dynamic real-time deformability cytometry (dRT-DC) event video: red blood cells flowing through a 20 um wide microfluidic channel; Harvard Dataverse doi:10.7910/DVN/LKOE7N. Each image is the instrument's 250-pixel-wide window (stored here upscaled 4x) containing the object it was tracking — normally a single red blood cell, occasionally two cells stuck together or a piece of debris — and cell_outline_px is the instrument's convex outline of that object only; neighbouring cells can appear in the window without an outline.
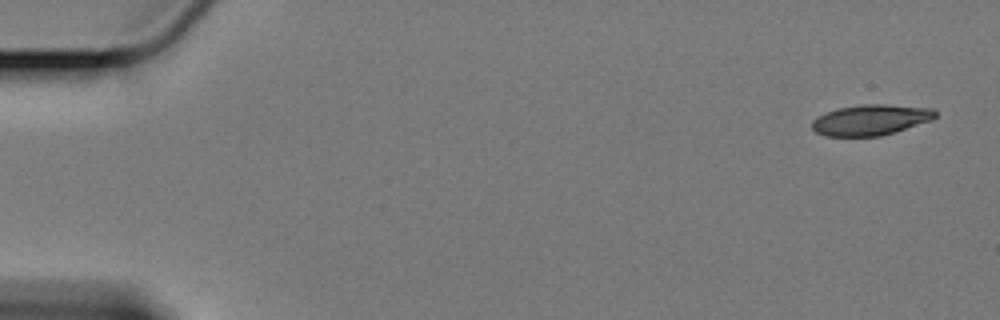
{"species": "Egyptian fruit bat (a non-hibernating species)", "species_latin": "Rousettus aegyptiacus", "temperature_condition": "cold", "stored_images_in_passage": 58, "camera_frame_rate_fps": 3000, "um_per_image_px": 0.085, "animal": {"sex": "female"}, "frame": {"image": 1, "passage_image": 1, "time_ms": 0.0, "image_size_px": [1000, 320], "cell_outline_px": [[936, 116], [932, 120], [880, 136], [824, 136], [816, 132], [812, 128], [812, 120], [836, 108], [864, 104], [884, 104], [932, 108], [936, 112]], "centroid_in_image_um": [74.0, 10.19], "position_along_channel_um": 11.0, "area_um2": 21.85}}
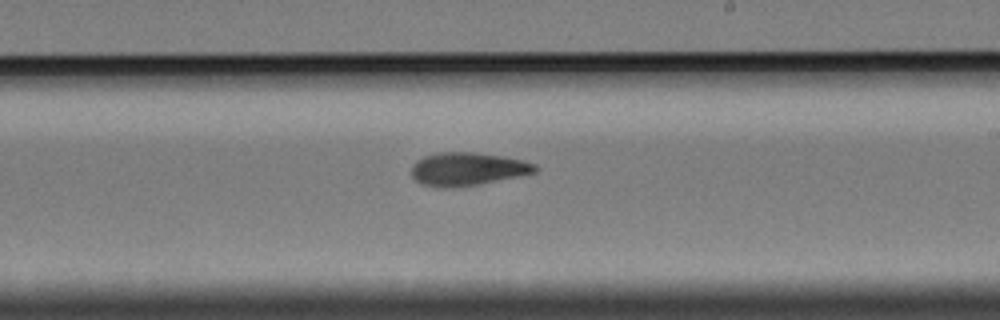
{"frame": {"image": 2, "passage_image": 34, "time_ms": 11.0, "image_size_px": [1000, 320], "cell_outline_px": [[540, 168], [536, 172], [476, 184], [444, 188], [420, 184], [412, 176], [412, 168], [424, 156], [440, 152], [472, 152], [500, 156], [520, 160], [536, 164]], "centroid_in_image_um": [39.73, 14.36], "position_along_channel_um": 249.3, "area_um2": 23.24}}
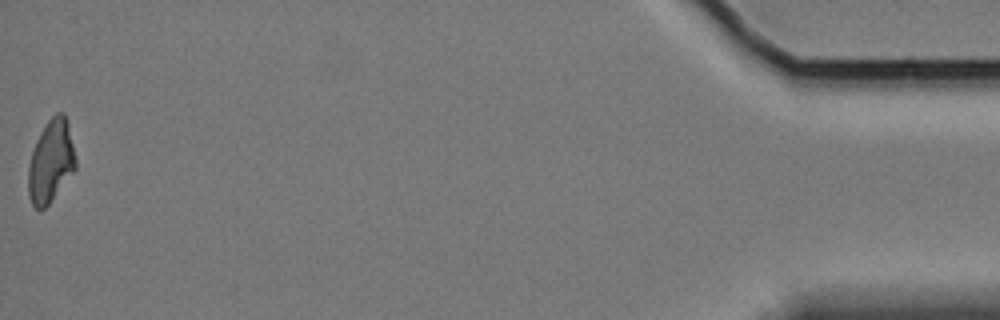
{"frame": {"image": 3, "passage_image": 58, "time_ms": 19.0, "image_size_px": [1000, 320], "cell_outline_px": [[76, 168], [48, 204], [44, 208], [36, 208], [32, 204], [28, 196], [28, 168], [32, 152], [36, 140], [40, 132], [48, 120], [56, 112], [64, 112], [68, 124], [76, 160]], "centroid_in_image_um": [4.31, 13.69], "position_along_channel_um": 430.9, "area_um2": 22.48}, "authors_computed_cell_mechanics": {"area_um2": 23.12, "velocity_mm_per_s": 3.3811, "shape_relaxation_time_tau1_ms": 8.1377, "shape_relaxation_time_tau2_ms": 6.291, "deformation_change_tau1": 0.1782, "deformation_change_tau2": 0.1364}}